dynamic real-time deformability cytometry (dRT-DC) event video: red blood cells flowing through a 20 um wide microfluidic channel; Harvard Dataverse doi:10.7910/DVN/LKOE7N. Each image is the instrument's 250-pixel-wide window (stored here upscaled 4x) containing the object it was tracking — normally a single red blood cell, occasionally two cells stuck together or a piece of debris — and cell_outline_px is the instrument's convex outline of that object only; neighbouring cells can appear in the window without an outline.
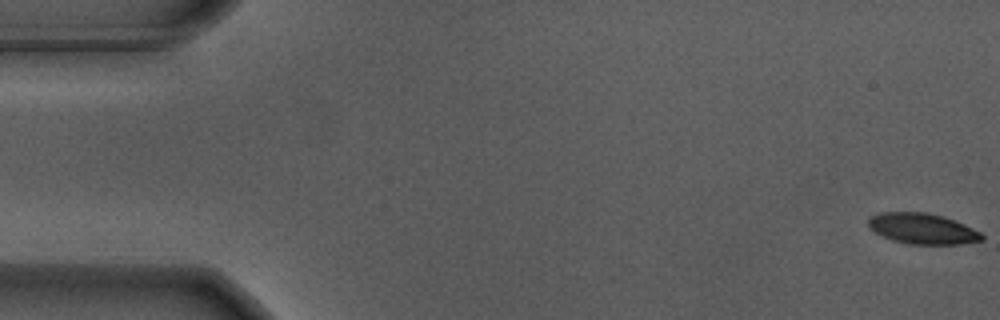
{"species": "Egyptian fruit bat (a non-hibernating species)", "species_latin": "Rousettus aegyptiacus", "temperature_condition": "warm", "stored_images_in_passage": 56, "camera_frame_rate_fps": 3000, "um_per_image_px": 0.085, "animal": {"sex": "male"}, "frame": {"image": 1, "passage_image": 1, "time_ms": 0.0, "image_size_px": [1000, 320], "cell_outline_px": [[984, 240], [960, 244], [908, 244], [892, 240], [868, 228], [868, 220], [872, 216], [880, 212], [928, 212], [944, 216], [956, 220], [980, 232], [984, 236]], "centroid_in_image_um": [78.42, 19.43], "position_along_channel_um": 6.6, "area_um2": 20.4}}
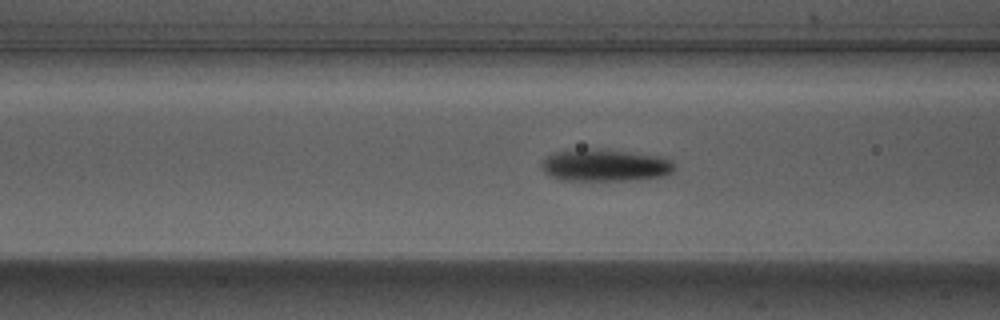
{"frame": {"image": 2, "passage_image": 22, "time_ms": 7.0, "image_size_px": [1000, 320], "cell_outline_px": [[676, 168], [672, 172], [664, 176], [636, 180], [560, 180], [544, 172], [540, 164], [548, 156], [556, 152], [624, 152], [660, 156], [672, 160]], "centroid_in_image_um": [51.51, 14.12], "position_along_channel_um": 115.1, "area_um2": 23.7}}
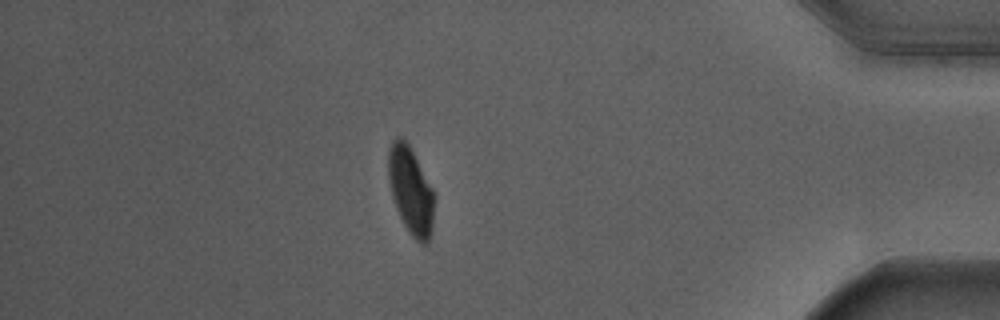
{"frame": {"image": 3, "passage_image": 49, "time_ms": 16.0, "image_size_px": [1000, 320], "cell_outline_px": [[436, 196], [432, 232], [428, 244], [420, 244], [408, 232], [396, 208], [392, 196], [388, 180], [388, 152], [392, 140], [396, 136], [404, 136], [432, 188]], "centroid_in_image_um": [34.93, 16.21], "position_along_channel_um": 400.3, "area_um2": 23.76}, "authors_computed_cell_mechanics": {"area_um2": 23.6691, "velocity_mm_per_s": 3.6678, "shape_relaxation_time_tau1_ms": 4.8586, "shape_relaxation_time_tau2_ms": null, "deformation_change_tau1": 0.2217, "deformation_change_tau2": null}}